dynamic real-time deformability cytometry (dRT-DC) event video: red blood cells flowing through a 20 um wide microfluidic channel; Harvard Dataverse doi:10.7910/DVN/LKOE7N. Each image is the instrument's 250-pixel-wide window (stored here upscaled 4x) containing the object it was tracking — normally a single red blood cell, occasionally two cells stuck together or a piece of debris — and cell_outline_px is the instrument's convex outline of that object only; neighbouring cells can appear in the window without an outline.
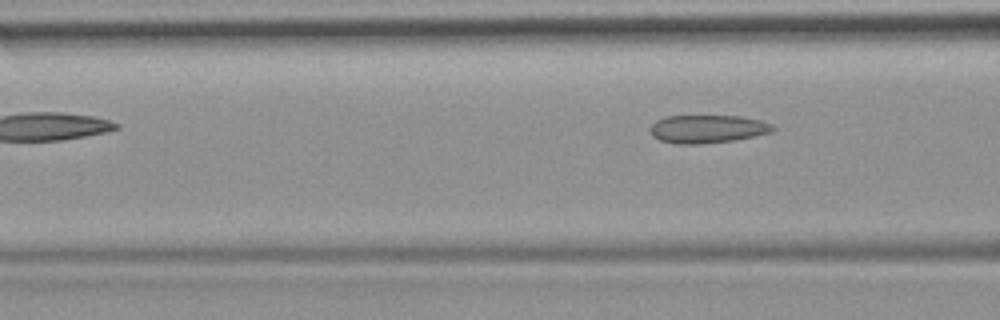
{"species": "common noctule bat (a hibernating species)", "species_latin": "Nyctalus noctula", "temperature_condition": "room temperature", "stored_images_in_passage": 3, "camera_frame_rate_fps": 3000, "um_per_image_px": 0.085, "animal": {"sex": "female", "body_mass_g": 19.9}, "frame": {"image": 1, "passage_image": 3, "time_ms": 2.667, "image_size_px": [1000, 320], "cell_outline_px": [[776, 128], [772, 132], [756, 136], [736, 140], [700, 144], [676, 144], [660, 140], [652, 136], [652, 124], [656, 120], [664, 116], [740, 116], [760, 120], [772, 124]], "centroid_in_image_um": [60.17, 10.96], "position_along_channel_um": 106.4, "area_um2": 20.17}}